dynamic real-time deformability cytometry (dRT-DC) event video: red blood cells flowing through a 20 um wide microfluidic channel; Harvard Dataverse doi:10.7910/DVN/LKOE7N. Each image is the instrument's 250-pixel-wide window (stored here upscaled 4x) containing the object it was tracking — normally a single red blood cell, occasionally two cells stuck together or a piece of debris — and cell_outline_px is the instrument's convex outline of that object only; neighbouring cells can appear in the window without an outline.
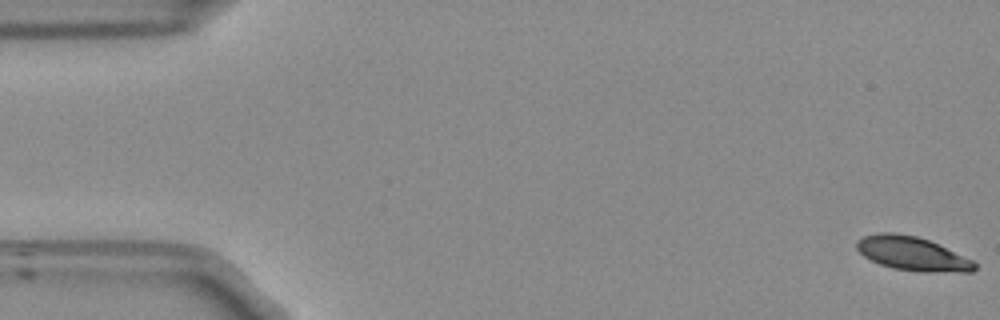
{"species": "Egyptian fruit bat (a non-hibernating species)", "species_latin": "Rousettus aegyptiacus", "temperature_condition": "room temperature", "stored_images_in_passage": 55, "camera_frame_rate_fps": 3000, "um_per_image_px": 0.085, "frame": {"image": 1, "passage_image": 1, "time_ms": 0.0, "image_size_px": [1000, 320], "cell_outline_px": [[976, 268], [972, 272], [920, 272], [892, 268], [880, 264], [864, 256], [856, 248], [856, 240], [864, 236], [880, 232], [892, 232], [916, 236], [928, 240], [972, 260], [976, 264]], "centroid_in_image_um": [77.52, 21.57], "position_along_channel_um": 7.5, "area_um2": 23.12}}
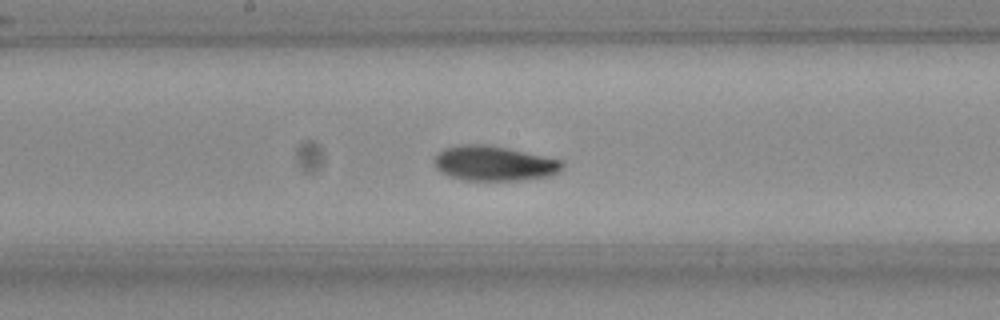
{"frame": {"image": 2, "passage_image": 28, "time_ms": 9.0, "image_size_px": [1000, 320], "cell_outline_px": [[564, 164], [556, 172], [548, 176], [524, 180], [460, 180], [448, 176], [440, 172], [436, 168], [432, 160], [444, 148], [464, 144], [484, 144], [508, 148], [560, 160]], "centroid_in_image_um": [41.92, 13.89], "position_along_channel_um": 206.3, "area_um2": 25.89}}
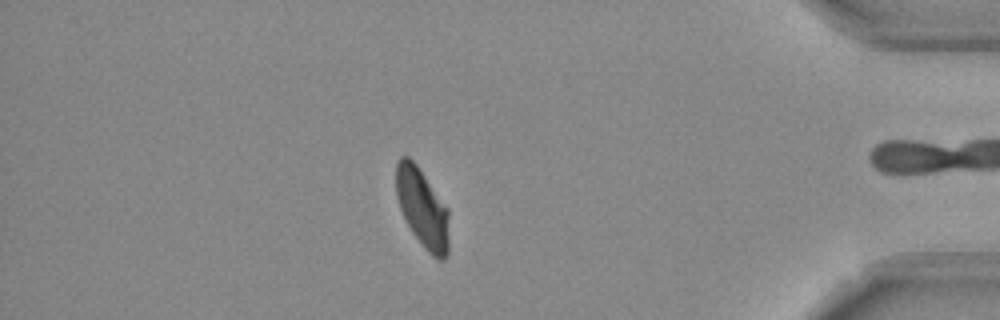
{"frame": {"image": 3, "passage_image": 47, "time_ms": 15.333, "image_size_px": [1000, 320], "cell_outline_px": [[448, 256], [444, 260], [436, 260], [424, 248], [412, 232], [400, 208], [396, 196], [396, 164], [400, 156], [408, 156], [416, 164], [448, 208]], "centroid_in_image_um": [35.91, 17.71], "position_along_channel_um": 399.3, "area_um2": 24.33}, "authors_computed_cell_mechanics": {"area_um2": 24.565, "velocity_mm_per_s": 3.7246, "shape_relaxation_time_tau1_ms": 2.8057, "shape_relaxation_time_tau2_ms": 2.2463, "deformation_change_tau1": 0.1234, "deformation_change_tau2": 0.0499}}